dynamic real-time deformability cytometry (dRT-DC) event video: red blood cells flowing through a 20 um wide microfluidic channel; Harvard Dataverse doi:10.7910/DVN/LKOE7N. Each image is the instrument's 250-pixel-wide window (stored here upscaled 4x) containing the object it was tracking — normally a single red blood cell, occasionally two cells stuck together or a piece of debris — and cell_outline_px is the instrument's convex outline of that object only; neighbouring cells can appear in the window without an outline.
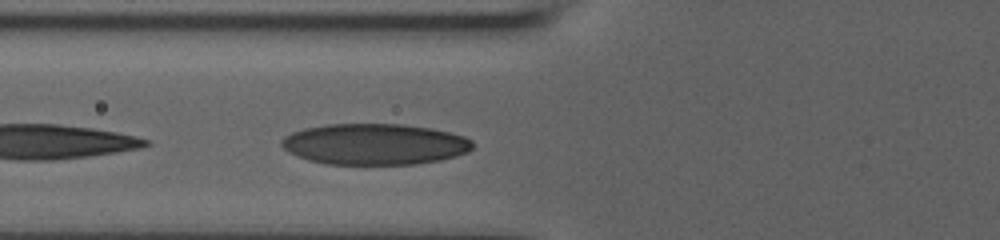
{"species": "human", "species_latin": "Homo sapiens", "temperature_condition": "room temperature", "stored_images_in_passage": 6, "camera_frame_rate_fps": 3000, "um_per_image_px": 0.085, "donor": {"sex": "male"}, "frame": {"image": 1, "passage_image": 6, "time_ms": 1.667, "image_size_px": [1000, 240], "cell_outline_px": [[472, 148], [468, 152], [456, 156], [440, 160], [416, 164], [324, 164], [308, 160], [296, 156], [288, 152], [280, 144], [280, 140], [284, 136], [292, 132], [304, 128], [324, 124], [404, 124], [432, 128], [464, 136], [472, 140]], "centroid_in_image_um": [31.82, 12.25], "position_along_channel_um": 94.0, "area_um2": 46.07}}